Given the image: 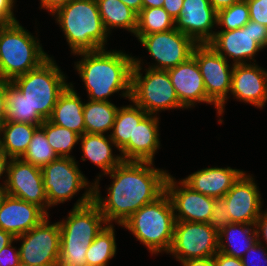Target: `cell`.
<instances>
[{
	"instance_id": "obj_1",
	"label": "cell",
	"mask_w": 267,
	"mask_h": 266,
	"mask_svg": "<svg viewBox=\"0 0 267 266\" xmlns=\"http://www.w3.org/2000/svg\"><path fill=\"white\" fill-rule=\"evenodd\" d=\"M169 173L153 167V162L122 161L109 173L113 179L108 194L101 197L99 175L93 184V202L98 206L107 224L122 226L142 206L154 202L165 192Z\"/></svg>"
},
{
	"instance_id": "obj_2",
	"label": "cell",
	"mask_w": 267,
	"mask_h": 266,
	"mask_svg": "<svg viewBox=\"0 0 267 266\" xmlns=\"http://www.w3.org/2000/svg\"><path fill=\"white\" fill-rule=\"evenodd\" d=\"M74 55L82 57L75 63V69L80 75L88 100L108 101L109 96L121 92V96L131 97V72L134 57L116 50L80 52Z\"/></svg>"
},
{
	"instance_id": "obj_3",
	"label": "cell",
	"mask_w": 267,
	"mask_h": 266,
	"mask_svg": "<svg viewBox=\"0 0 267 266\" xmlns=\"http://www.w3.org/2000/svg\"><path fill=\"white\" fill-rule=\"evenodd\" d=\"M58 223L60 226L58 266H88L85 257L88 247L107 225L103 214L93 202V190H86L74 204L68 217Z\"/></svg>"
},
{
	"instance_id": "obj_4",
	"label": "cell",
	"mask_w": 267,
	"mask_h": 266,
	"mask_svg": "<svg viewBox=\"0 0 267 266\" xmlns=\"http://www.w3.org/2000/svg\"><path fill=\"white\" fill-rule=\"evenodd\" d=\"M61 27L71 53L105 49V30L96 0H71L53 14Z\"/></svg>"
},
{
	"instance_id": "obj_5",
	"label": "cell",
	"mask_w": 267,
	"mask_h": 266,
	"mask_svg": "<svg viewBox=\"0 0 267 266\" xmlns=\"http://www.w3.org/2000/svg\"><path fill=\"white\" fill-rule=\"evenodd\" d=\"M169 195L164 192L154 202L142 206L122 225L151 254L169 252L173 243L175 214Z\"/></svg>"
},
{
	"instance_id": "obj_6",
	"label": "cell",
	"mask_w": 267,
	"mask_h": 266,
	"mask_svg": "<svg viewBox=\"0 0 267 266\" xmlns=\"http://www.w3.org/2000/svg\"><path fill=\"white\" fill-rule=\"evenodd\" d=\"M50 56L19 21L0 24V77L8 81L38 68Z\"/></svg>"
},
{
	"instance_id": "obj_7",
	"label": "cell",
	"mask_w": 267,
	"mask_h": 266,
	"mask_svg": "<svg viewBox=\"0 0 267 266\" xmlns=\"http://www.w3.org/2000/svg\"><path fill=\"white\" fill-rule=\"evenodd\" d=\"M65 78L54 59L49 57L38 68L14 78L11 82L25 96L33 111L48 120L60 94L70 84Z\"/></svg>"
},
{
	"instance_id": "obj_8",
	"label": "cell",
	"mask_w": 267,
	"mask_h": 266,
	"mask_svg": "<svg viewBox=\"0 0 267 266\" xmlns=\"http://www.w3.org/2000/svg\"><path fill=\"white\" fill-rule=\"evenodd\" d=\"M141 61L139 58H134L129 101L151 115H156L161 110L186 109L176 95L168 72L146 68L144 69L146 73L142 76Z\"/></svg>"
},
{
	"instance_id": "obj_9",
	"label": "cell",
	"mask_w": 267,
	"mask_h": 266,
	"mask_svg": "<svg viewBox=\"0 0 267 266\" xmlns=\"http://www.w3.org/2000/svg\"><path fill=\"white\" fill-rule=\"evenodd\" d=\"M192 56L196 59L203 77L207 103L213 104L218 116H222L231 91L234 65L230 67L229 62L208 43L197 44Z\"/></svg>"
},
{
	"instance_id": "obj_10",
	"label": "cell",
	"mask_w": 267,
	"mask_h": 266,
	"mask_svg": "<svg viewBox=\"0 0 267 266\" xmlns=\"http://www.w3.org/2000/svg\"><path fill=\"white\" fill-rule=\"evenodd\" d=\"M208 44L226 60L232 58L233 65L256 62L255 54L267 47V26L249 20L242 28L216 31Z\"/></svg>"
},
{
	"instance_id": "obj_11",
	"label": "cell",
	"mask_w": 267,
	"mask_h": 266,
	"mask_svg": "<svg viewBox=\"0 0 267 266\" xmlns=\"http://www.w3.org/2000/svg\"><path fill=\"white\" fill-rule=\"evenodd\" d=\"M77 163L74 156L58 157L41 168L49 208L71 200L83 188L93 190Z\"/></svg>"
},
{
	"instance_id": "obj_12",
	"label": "cell",
	"mask_w": 267,
	"mask_h": 266,
	"mask_svg": "<svg viewBox=\"0 0 267 266\" xmlns=\"http://www.w3.org/2000/svg\"><path fill=\"white\" fill-rule=\"evenodd\" d=\"M49 215L37 226L15 238L20 261L34 266H58L60 256V226L50 224Z\"/></svg>"
},
{
	"instance_id": "obj_13",
	"label": "cell",
	"mask_w": 267,
	"mask_h": 266,
	"mask_svg": "<svg viewBox=\"0 0 267 266\" xmlns=\"http://www.w3.org/2000/svg\"><path fill=\"white\" fill-rule=\"evenodd\" d=\"M219 248V234L208 223L176 221L171 249L176 260L214 257Z\"/></svg>"
},
{
	"instance_id": "obj_14",
	"label": "cell",
	"mask_w": 267,
	"mask_h": 266,
	"mask_svg": "<svg viewBox=\"0 0 267 266\" xmlns=\"http://www.w3.org/2000/svg\"><path fill=\"white\" fill-rule=\"evenodd\" d=\"M139 42L156 61L148 68L165 71L187 61L197 45L192 38L176 28L144 35Z\"/></svg>"
},
{
	"instance_id": "obj_15",
	"label": "cell",
	"mask_w": 267,
	"mask_h": 266,
	"mask_svg": "<svg viewBox=\"0 0 267 266\" xmlns=\"http://www.w3.org/2000/svg\"><path fill=\"white\" fill-rule=\"evenodd\" d=\"M6 177L8 195L35 204L49 215L41 168L21 158H11Z\"/></svg>"
},
{
	"instance_id": "obj_16",
	"label": "cell",
	"mask_w": 267,
	"mask_h": 266,
	"mask_svg": "<svg viewBox=\"0 0 267 266\" xmlns=\"http://www.w3.org/2000/svg\"><path fill=\"white\" fill-rule=\"evenodd\" d=\"M165 192L171 199L176 221L209 222L215 198L193 191L182 180L175 181L170 174L165 182Z\"/></svg>"
},
{
	"instance_id": "obj_17",
	"label": "cell",
	"mask_w": 267,
	"mask_h": 266,
	"mask_svg": "<svg viewBox=\"0 0 267 266\" xmlns=\"http://www.w3.org/2000/svg\"><path fill=\"white\" fill-rule=\"evenodd\" d=\"M217 12L209 0H184L175 28L197 44L209 43L216 31Z\"/></svg>"
},
{
	"instance_id": "obj_18",
	"label": "cell",
	"mask_w": 267,
	"mask_h": 266,
	"mask_svg": "<svg viewBox=\"0 0 267 266\" xmlns=\"http://www.w3.org/2000/svg\"><path fill=\"white\" fill-rule=\"evenodd\" d=\"M232 223L255 224L262 210V198L252 176L244 173L223 197Z\"/></svg>"
},
{
	"instance_id": "obj_19",
	"label": "cell",
	"mask_w": 267,
	"mask_h": 266,
	"mask_svg": "<svg viewBox=\"0 0 267 266\" xmlns=\"http://www.w3.org/2000/svg\"><path fill=\"white\" fill-rule=\"evenodd\" d=\"M230 93L240 102L262 109L267 102V71L251 61L234 65Z\"/></svg>"
},
{
	"instance_id": "obj_20",
	"label": "cell",
	"mask_w": 267,
	"mask_h": 266,
	"mask_svg": "<svg viewBox=\"0 0 267 266\" xmlns=\"http://www.w3.org/2000/svg\"><path fill=\"white\" fill-rule=\"evenodd\" d=\"M167 72L180 103L186 109L200 102L207 103L203 77L193 56Z\"/></svg>"
},
{
	"instance_id": "obj_21",
	"label": "cell",
	"mask_w": 267,
	"mask_h": 266,
	"mask_svg": "<svg viewBox=\"0 0 267 266\" xmlns=\"http://www.w3.org/2000/svg\"><path fill=\"white\" fill-rule=\"evenodd\" d=\"M47 216L37 205L8 195L0 207V228L16 238L37 226Z\"/></svg>"
},
{
	"instance_id": "obj_22",
	"label": "cell",
	"mask_w": 267,
	"mask_h": 266,
	"mask_svg": "<svg viewBox=\"0 0 267 266\" xmlns=\"http://www.w3.org/2000/svg\"><path fill=\"white\" fill-rule=\"evenodd\" d=\"M159 118L156 115L147 114L133 132V140L119 151L123 161H147L153 162L155 152L159 149Z\"/></svg>"
},
{
	"instance_id": "obj_23",
	"label": "cell",
	"mask_w": 267,
	"mask_h": 266,
	"mask_svg": "<svg viewBox=\"0 0 267 266\" xmlns=\"http://www.w3.org/2000/svg\"><path fill=\"white\" fill-rule=\"evenodd\" d=\"M244 173L230 167H209L190 174L182 181L193 191L216 199L224 197Z\"/></svg>"
},
{
	"instance_id": "obj_24",
	"label": "cell",
	"mask_w": 267,
	"mask_h": 266,
	"mask_svg": "<svg viewBox=\"0 0 267 266\" xmlns=\"http://www.w3.org/2000/svg\"><path fill=\"white\" fill-rule=\"evenodd\" d=\"M83 109L84 103L70 83L60 94L48 120L82 136L85 133Z\"/></svg>"
},
{
	"instance_id": "obj_25",
	"label": "cell",
	"mask_w": 267,
	"mask_h": 266,
	"mask_svg": "<svg viewBox=\"0 0 267 266\" xmlns=\"http://www.w3.org/2000/svg\"><path fill=\"white\" fill-rule=\"evenodd\" d=\"M81 149L83 152L82 161L86 158L101 168L103 174L109 173L122 161L121 155H113L112 147L115 146L110 134H90L84 133L80 136Z\"/></svg>"
},
{
	"instance_id": "obj_26",
	"label": "cell",
	"mask_w": 267,
	"mask_h": 266,
	"mask_svg": "<svg viewBox=\"0 0 267 266\" xmlns=\"http://www.w3.org/2000/svg\"><path fill=\"white\" fill-rule=\"evenodd\" d=\"M256 242L255 224L231 223L219 233L218 251L241 259Z\"/></svg>"
},
{
	"instance_id": "obj_27",
	"label": "cell",
	"mask_w": 267,
	"mask_h": 266,
	"mask_svg": "<svg viewBox=\"0 0 267 266\" xmlns=\"http://www.w3.org/2000/svg\"><path fill=\"white\" fill-rule=\"evenodd\" d=\"M103 26L108 34L111 28H122L135 34L137 13L120 0H96Z\"/></svg>"
},
{
	"instance_id": "obj_28",
	"label": "cell",
	"mask_w": 267,
	"mask_h": 266,
	"mask_svg": "<svg viewBox=\"0 0 267 266\" xmlns=\"http://www.w3.org/2000/svg\"><path fill=\"white\" fill-rule=\"evenodd\" d=\"M119 107L111 101H93L84 103L85 133L104 134L111 131Z\"/></svg>"
},
{
	"instance_id": "obj_29",
	"label": "cell",
	"mask_w": 267,
	"mask_h": 266,
	"mask_svg": "<svg viewBox=\"0 0 267 266\" xmlns=\"http://www.w3.org/2000/svg\"><path fill=\"white\" fill-rule=\"evenodd\" d=\"M39 125L3 122L0 127L5 153L10 158H21L26 152Z\"/></svg>"
},
{
	"instance_id": "obj_30",
	"label": "cell",
	"mask_w": 267,
	"mask_h": 266,
	"mask_svg": "<svg viewBox=\"0 0 267 266\" xmlns=\"http://www.w3.org/2000/svg\"><path fill=\"white\" fill-rule=\"evenodd\" d=\"M6 117L4 122H18L33 125H41L45 119L37 112L33 111L25 96L11 82L5 93Z\"/></svg>"
},
{
	"instance_id": "obj_31",
	"label": "cell",
	"mask_w": 267,
	"mask_h": 266,
	"mask_svg": "<svg viewBox=\"0 0 267 266\" xmlns=\"http://www.w3.org/2000/svg\"><path fill=\"white\" fill-rule=\"evenodd\" d=\"M133 105L122 106L118 109L113 124L111 139L120 151L129 140H133L135 126L147 115V113L134 102Z\"/></svg>"
},
{
	"instance_id": "obj_32",
	"label": "cell",
	"mask_w": 267,
	"mask_h": 266,
	"mask_svg": "<svg viewBox=\"0 0 267 266\" xmlns=\"http://www.w3.org/2000/svg\"><path fill=\"white\" fill-rule=\"evenodd\" d=\"M113 224H107L96 236L86 252L88 266H107L117 250Z\"/></svg>"
},
{
	"instance_id": "obj_33",
	"label": "cell",
	"mask_w": 267,
	"mask_h": 266,
	"mask_svg": "<svg viewBox=\"0 0 267 266\" xmlns=\"http://www.w3.org/2000/svg\"><path fill=\"white\" fill-rule=\"evenodd\" d=\"M175 28V20L163 7L142 8L137 15L135 37L164 32Z\"/></svg>"
},
{
	"instance_id": "obj_34",
	"label": "cell",
	"mask_w": 267,
	"mask_h": 266,
	"mask_svg": "<svg viewBox=\"0 0 267 266\" xmlns=\"http://www.w3.org/2000/svg\"><path fill=\"white\" fill-rule=\"evenodd\" d=\"M40 128L45 132L48 143L59 157H68L74 145L80 139V135L68 128L51 123L49 120H45Z\"/></svg>"
},
{
	"instance_id": "obj_35",
	"label": "cell",
	"mask_w": 267,
	"mask_h": 266,
	"mask_svg": "<svg viewBox=\"0 0 267 266\" xmlns=\"http://www.w3.org/2000/svg\"><path fill=\"white\" fill-rule=\"evenodd\" d=\"M58 157L57 153L48 143L45 132L39 127L34 132L29 146L21 159L42 168Z\"/></svg>"
},
{
	"instance_id": "obj_36",
	"label": "cell",
	"mask_w": 267,
	"mask_h": 266,
	"mask_svg": "<svg viewBox=\"0 0 267 266\" xmlns=\"http://www.w3.org/2000/svg\"><path fill=\"white\" fill-rule=\"evenodd\" d=\"M250 20L249 7L246 0L217 12L216 25L224 27L219 31H230L244 27Z\"/></svg>"
},
{
	"instance_id": "obj_37",
	"label": "cell",
	"mask_w": 267,
	"mask_h": 266,
	"mask_svg": "<svg viewBox=\"0 0 267 266\" xmlns=\"http://www.w3.org/2000/svg\"><path fill=\"white\" fill-rule=\"evenodd\" d=\"M231 223V217L228 213L225 199L223 197L216 198L208 224L219 234Z\"/></svg>"
},
{
	"instance_id": "obj_38",
	"label": "cell",
	"mask_w": 267,
	"mask_h": 266,
	"mask_svg": "<svg viewBox=\"0 0 267 266\" xmlns=\"http://www.w3.org/2000/svg\"><path fill=\"white\" fill-rule=\"evenodd\" d=\"M241 260L243 266H267V248L262 245L261 240H257V242L243 255ZM255 260L257 261L256 263Z\"/></svg>"
},
{
	"instance_id": "obj_39",
	"label": "cell",
	"mask_w": 267,
	"mask_h": 266,
	"mask_svg": "<svg viewBox=\"0 0 267 266\" xmlns=\"http://www.w3.org/2000/svg\"><path fill=\"white\" fill-rule=\"evenodd\" d=\"M250 20L267 26V0H246Z\"/></svg>"
},
{
	"instance_id": "obj_40",
	"label": "cell",
	"mask_w": 267,
	"mask_h": 266,
	"mask_svg": "<svg viewBox=\"0 0 267 266\" xmlns=\"http://www.w3.org/2000/svg\"><path fill=\"white\" fill-rule=\"evenodd\" d=\"M19 262V250L12 243L0 251V266H16Z\"/></svg>"
},
{
	"instance_id": "obj_41",
	"label": "cell",
	"mask_w": 267,
	"mask_h": 266,
	"mask_svg": "<svg viewBox=\"0 0 267 266\" xmlns=\"http://www.w3.org/2000/svg\"><path fill=\"white\" fill-rule=\"evenodd\" d=\"M15 0H0V24H10L17 21L14 17Z\"/></svg>"
},
{
	"instance_id": "obj_42",
	"label": "cell",
	"mask_w": 267,
	"mask_h": 266,
	"mask_svg": "<svg viewBox=\"0 0 267 266\" xmlns=\"http://www.w3.org/2000/svg\"><path fill=\"white\" fill-rule=\"evenodd\" d=\"M213 258L215 266H243L240 258L225 255L220 251Z\"/></svg>"
},
{
	"instance_id": "obj_43",
	"label": "cell",
	"mask_w": 267,
	"mask_h": 266,
	"mask_svg": "<svg viewBox=\"0 0 267 266\" xmlns=\"http://www.w3.org/2000/svg\"><path fill=\"white\" fill-rule=\"evenodd\" d=\"M255 229L257 234V240L262 237L267 245V210L262 211L257 221L255 222ZM267 248V246H265Z\"/></svg>"
},
{
	"instance_id": "obj_44",
	"label": "cell",
	"mask_w": 267,
	"mask_h": 266,
	"mask_svg": "<svg viewBox=\"0 0 267 266\" xmlns=\"http://www.w3.org/2000/svg\"><path fill=\"white\" fill-rule=\"evenodd\" d=\"M184 0H164L163 8L167 13L176 20L179 17Z\"/></svg>"
},
{
	"instance_id": "obj_45",
	"label": "cell",
	"mask_w": 267,
	"mask_h": 266,
	"mask_svg": "<svg viewBox=\"0 0 267 266\" xmlns=\"http://www.w3.org/2000/svg\"><path fill=\"white\" fill-rule=\"evenodd\" d=\"M8 80L0 77V127L3 124L6 117V102H5V93L6 88L8 87Z\"/></svg>"
},
{
	"instance_id": "obj_46",
	"label": "cell",
	"mask_w": 267,
	"mask_h": 266,
	"mask_svg": "<svg viewBox=\"0 0 267 266\" xmlns=\"http://www.w3.org/2000/svg\"><path fill=\"white\" fill-rule=\"evenodd\" d=\"M71 0H40V8L47 9L51 15L60 7L68 4Z\"/></svg>"
},
{
	"instance_id": "obj_47",
	"label": "cell",
	"mask_w": 267,
	"mask_h": 266,
	"mask_svg": "<svg viewBox=\"0 0 267 266\" xmlns=\"http://www.w3.org/2000/svg\"><path fill=\"white\" fill-rule=\"evenodd\" d=\"M182 266H215L214 258L189 259L180 261Z\"/></svg>"
},
{
	"instance_id": "obj_48",
	"label": "cell",
	"mask_w": 267,
	"mask_h": 266,
	"mask_svg": "<svg viewBox=\"0 0 267 266\" xmlns=\"http://www.w3.org/2000/svg\"><path fill=\"white\" fill-rule=\"evenodd\" d=\"M211 6L214 8L216 12L228 8L233 4L240 2L241 0H209Z\"/></svg>"
},
{
	"instance_id": "obj_49",
	"label": "cell",
	"mask_w": 267,
	"mask_h": 266,
	"mask_svg": "<svg viewBox=\"0 0 267 266\" xmlns=\"http://www.w3.org/2000/svg\"><path fill=\"white\" fill-rule=\"evenodd\" d=\"M13 241L16 242L15 237L0 228V251L7 245L14 243Z\"/></svg>"
},
{
	"instance_id": "obj_50",
	"label": "cell",
	"mask_w": 267,
	"mask_h": 266,
	"mask_svg": "<svg viewBox=\"0 0 267 266\" xmlns=\"http://www.w3.org/2000/svg\"><path fill=\"white\" fill-rule=\"evenodd\" d=\"M11 158L8 155H1L0 156V178L1 176L8 172V165L10 162ZM4 184L0 185V187H5L6 186V181L3 182Z\"/></svg>"
},
{
	"instance_id": "obj_51",
	"label": "cell",
	"mask_w": 267,
	"mask_h": 266,
	"mask_svg": "<svg viewBox=\"0 0 267 266\" xmlns=\"http://www.w3.org/2000/svg\"><path fill=\"white\" fill-rule=\"evenodd\" d=\"M120 1L126 4L132 10H134L137 14L142 9V0H120Z\"/></svg>"
},
{
	"instance_id": "obj_52",
	"label": "cell",
	"mask_w": 267,
	"mask_h": 266,
	"mask_svg": "<svg viewBox=\"0 0 267 266\" xmlns=\"http://www.w3.org/2000/svg\"><path fill=\"white\" fill-rule=\"evenodd\" d=\"M164 0H142V8L162 7Z\"/></svg>"
},
{
	"instance_id": "obj_53",
	"label": "cell",
	"mask_w": 267,
	"mask_h": 266,
	"mask_svg": "<svg viewBox=\"0 0 267 266\" xmlns=\"http://www.w3.org/2000/svg\"><path fill=\"white\" fill-rule=\"evenodd\" d=\"M8 196L7 189L5 187H0V207L3 204V201Z\"/></svg>"
},
{
	"instance_id": "obj_54",
	"label": "cell",
	"mask_w": 267,
	"mask_h": 266,
	"mask_svg": "<svg viewBox=\"0 0 267 266\" xmlns=\"http://www.w3.org/2000/svg\"><path fill=\"white\" fill-rule=\"evenodd\" d=\"M1 155H7V154L5 153V150H4V145H3V141H2V133L0 130V156Z\"/></svg>"
},
{
	"instance_id": "obj_55",
	"label": "cell",
	"mask_w": 267,
	"mask_h": 266,
	"mask_svg": "<svg viewBox=\"0 0 267 266\" xmlns=\"http://www.w3.org/2000/svg\"><path fill=\"white\" fill-rule=\"evenodd\" d=\"M16 266H34V265H30V264H27V263L20 261Z\"/></svg>"
}]
</instances>
